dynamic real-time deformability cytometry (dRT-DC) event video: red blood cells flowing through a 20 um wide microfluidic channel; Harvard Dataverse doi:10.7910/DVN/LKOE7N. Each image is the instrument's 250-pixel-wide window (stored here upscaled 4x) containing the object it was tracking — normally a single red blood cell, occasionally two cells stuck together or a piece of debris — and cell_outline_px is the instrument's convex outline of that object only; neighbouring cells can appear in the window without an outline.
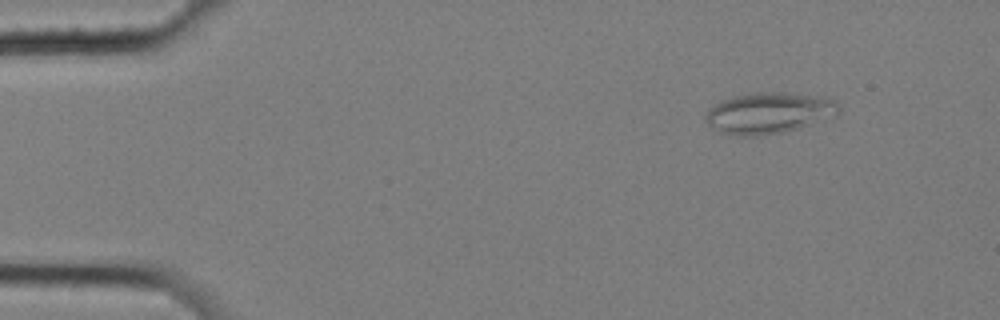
{"species": "common noctule bat (a hibernating species)", "species_latin": "Nyctalus noctula", "temperature_condition": "cold", "stored_images_in_passage": 6, "camera_frame_rate_fps": 3000, "um_per_image_px": 0.085, "animal": {"sex": "female", "body_mass_g": 25.1}, "frame": {"image": 1, "passage_image": 6, "time_ms": 1.667, "image_size_px": [1000, 320], "cell_outline_px": [[840, 108], [836, 116], [796, 128], [780, 132], [756, 136], [736, 136], [724, 132], [708, 124], [704, 120], [704, 116], [708, 108], [720, 100], [732, 96], [756, 92], [784, 92], [824, 96], [836, 100]], "centroid_in_image_um": [65.35, 9.57], "position_along_channel_um": 19.6, "area_um2": 32.02}}